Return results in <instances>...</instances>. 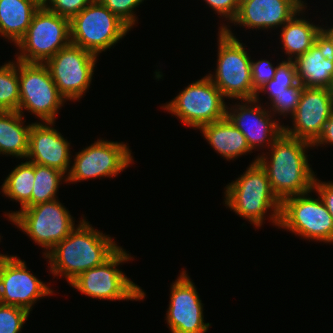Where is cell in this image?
I'll return each mask as SVG.
<instances>
[{
	"label": "cell",
	"mask_w": 333,
	"mask_h": 333,
	"mask_svg": "<svg viewBox=\"0 0 333 333\" xmlns=\"http://www.w3.org/2000/svg\"><path fill=\"white\" fill-rule=\"evenodd\" d=\"M113 239L94 229L86 219L46 255L50 271L70 284L81 273L103 264L118 249Z\"/></svg>",
	"instance_id": "cell-1"
},
{
	"label": "cell",
	"mask_w": 333,
	"mask_h": 333,
	"mask_svg": "<svg viewBox=\"0 0 333 333\" xmlns=\"http://www.w3.org/2000/svg\"><path fill=\"white\" fill-rule=\"evenodd\" d=\"M309 147H312L311 143L282 132L270 146L271 157L258 156V162L266 170L271 188L281 202L287 197L313 192L316 175L305 154Z\"/></svg>",
	"instance_id": "cell-2"
},
{
	"label": "cell",
	"mask_w": 333,
	"mask_h": 333,
	"mask_svg": "<svg viewBox=\"0 0 333 333\" xmlns=\"http://www.w3.org/2000/svg\"><path fill=\"white\" fill-rule=\"evenodd\" d=\"M225 188L224 204L237 215L249 220L255 227H261L265 214L272 209L269 218L275 226H279L281 201L274 194L258 156L241 177Z\"/></svg>",
	"instance_id": "cell-3"
},
{
	"label": "cell",
	"mask_w": 333,
	"mask_h": 333,
	"mask_svg": "<svg viewBox=\"0 0 333 333\" xmlns=\"http://www.w3.org/2000/svg\"><path fill=\"white\" fill-rule=\"evenodd\" d=\"M227 26L221 24L218 31L215 75L209 73L207 76L225 98L253 100L256 94L252 85L251 56Z\"/></svg>",
	"instance_id": "cell-4"
},
{
	"label": "cell",
	"mask_w": 333,
	"mask_h": 333,
	"mask_svg": "<svg viewBox=\"0 0 333 333\" xmlns=\"http://www.w3.org/2000/svg\"><path fill=\"white\" fill-rule=\"evenodd\" d=\"M6 216L35 243L48 249L44 256L76 228L74 217L57 199L9 212Z\"/></svg>",
	"instance_id": "cell-5"
},
{
	"label": "cell",
	"mask_w": 333,
	"mask_h": 333,
	"mask_svg": "<svg viewBox=\"0 0 333 333\" xmlns=\"http://www.w3.org/2000/svg\"><path fill=\"white\" fill-rule=\"evenodd\" d=\"M119 248L103 264L81 273L69 285L91 298L114 300H143L145 292L116 267L132 259Z\"/></svg>",
	"instance_id": "cell-6"
},
{
	"label": "cell",
	"mask_w": 333,
	"mask_h": 333,
	"mask_svg": "<svg viewBox=\"0 0 333 333\" xmlns=\"http://www.w3.org/2000/svg\"><path fill=\"white\" fill-rule=\"evenodd\" d=\"M70 43V20L46 7H40L24 37L16 44L17 49H20L16 60L25 63H45Z\"/></svg>",
	"instance_id": "cell-7"
},
{
	"label": "cell",
	"mask_w": 333,
	"mask_h": 333,
	"mask_svg": "<svg viewBox=\"0 0 333 333\" xmlns=\"http://www.w3.org/2000/svg\"><path fill=\"white\" fill-rule=\"evenodd\" d=\"M71 43L99 55L131 28L101 2H91L70 20Z\"/></svg>",
	"instance_id": "cell-8"
},
{
	"label": "cell",
	"mask_w": 333,
	"mask_h": 333,
	"mask_svg": "<svg viewBox=\"0 0 333 333\" xmlns=\"http://www.w3.org/2000/svg\"><path fill=\"white\" fill-rule=\"evenodd\" d=\"M224 98L209 76H205L189 84L162 108L177 116L186 126L199 129L226 117Z\"/></svg>",
	"instance_id": "cell-9"
},
{
	"label": "cell",
	"mask_w": 333,
	"mask_h": 333,
	"mask_svg": "<svg viewBox=\"0 0 333 333\" xmlns=\"http://www.w3.org/2000/svg\"><path fill=\"white\" fill-rule=\"evenodd\" d=\"M20 103L18 112H31L42 122H55L66 99L60 94L44 63L19 61ZM65 100V101H64Z\"/></svg>",
	"instance_id": "cell-10"
},
{
	"label": "cell",
	"mask_w": 333,
	"mask_h": 333,
	"mask_svg": "<svg viewBox=\"0 0 333 333\" xmlns=\"http://www.w3.org/2000/svg\"><path fill=\"white\" fill-rule=\"evenodd\" d=\"M311 192L285 198L281 202L279 228L308 240L333 243V219L320 197Z\"/></svg>",
	"instance_id": "cell-11"
},
{
	"label": "cell",
	"mask_w": 333,
	"mask_h": 333,
	"mask_svg": "<svg viewBox=\"0 0 333 333\" xmlns=\"http://www.w3.org/2000/svg\"><path fill=\"white\" fill-rule=\"evenodd\" d=\"M97 55L73 43L60 49L44 64L66 100H80L90 87Z\"/></svg>",
	"instance_id": "cell-12"
},
{
	"label": "cell",
	"mask_w": 333,
	"mask_h": 333,
	"mask_svg": "<svg viewBox=\"0 0 333 333\" xmlns=\"http://www.w3.org/2000/svg\"><path fill=\"white\" fill-rule=\"evenodd\" d=\"M132 158L125 143L98 139L76 154L66 181L115 177L132 163Z\"/></svg>",
	"instance_id": "cell-13"
},
{
	"label": "cell",
	"mask_w": 333,
	"mask_h": 333,
	"mask_svg": "<svg viewBox=\"0 0 333 333\" xmlns=\"http://www.w3.org/2000/svg\"><path fill=\"white\" fill-rule=\"evenodd\" d=\"M53 290L35 275L17 256H9L0 263V303L14 305L29 313L39 298L50 296ZM36 301V302H35Z\"/></svg>",
	"instance_id": "cell-14"
},
{
	"label": "cell",
	"mask_w": 333,
	"mask_h": 333,
	"mask_svg": "<svg viewBox=\"0 0 333 333\" xmlns=\"http://www.w3.org/2000/svg\"><path fill=\"white\" fill-rule=\"evenodd\" d=\"M166 322L171 333H205L203 304L188 273L182 271L171 286Z\"/></svg>",
	"instance_id": "cell-15"
},
{
	"label": "cell",
	"mask_w": 333,
	"mask_h": 333,
	"mask_svg": "<svg viewBox=\"0 0 333 333\" xmlns=\"http://www.w3.org/2000/svg\"><path fill=\"white\" fill-rule=\"evenodd\" d=\"M333 112L330 89L304 87L298 106L292 117L293 128L283 126V132L291 137L313 144Z\"/></svg>",
	"instance_id": "cell-16"
},
{
	"label": "cell",
	"mask_w": 333,
	"mask_h": 333,
	"mask_svg": "<svg viewBox=\"0 0 333 333\" xmlns=\"http://www.w3.org/2000/svg\"><path fill=\"white\" fill-rule=\"evenodd\" d=\"M240 102L227 107L226 117L246 137L251 150L263 148L267 142L269 148L282 134L284 125L275 121L274 115L258 104L259 98Z\"/></svg>",
	"instance_id": "cell-17"
},
{
	"label": "cell",
	"mask_w": 333,
	"mask_h": 333,
	"mask_svg": "<svg viewBox=\"0 0 333 333\" xmlns=\"http://www.w3.org/2000/svg\"><path fill=\"white\" fill-rule=\"evenodd\" d=\"M54 122L32 123L27 160L66 174L70 171V143L52 126ZM68 171V172H67Z\"/></svg>",
	"instance_id": "cell-18"
},
{
	"label": "cell",
	"mask_w": 333,
	"mask_h": 333,
	"mask_svg": "<svg viewBox=\"0 0 333 333\" xmlns=\"http://www.w3.org/2000/svg\"><path fill=\"white\" fill-rule=\"evenodd\" d=\"M304 4L303 0H240L232 23L252 30L282 27Z\"/></svg>",
	"instance_id": "cell-19"
},
{
	"label": "cell",
	"mask_w": 333,
	"mask_h": 333,
	"mask_svg": "<svg viewBox=\"0 0 333 333\" xmlns=\"http://www.w3.org/2000/svg\"><path fill=\"white\" fill-rule=\"evenodd\" d=\"M293 61L298 82L304 87L330 89L333 82V55L322 38Z\"/></svg>",
	"instance_id": "cell-20"
},
{
	"label": "cell",
	"mask_w": 333,
	"mask_h": 333,
	"mask_svg": "<svg viewBox=\"0 0 333 333\" xmlns=\"http://www.w3.org/2000/svg\"><path fill=\"white\" fill-rule=\"evenodd\" d=\"M214 150L227 160L252 152L246 137L225 117L220 121L205 124L199 128Z\"/></svg>",
	"instance_id": "cell-21"
},
{
	"label": "cell",
	"mask_w": 333,
	"mask_h": 333,
	"mask_svg": "<svg viewBox=\"0 0 333 333\" xmlns=\"http://www.w3.org/2000/svg\"><path fill=\"white\" fill-rule=\"evenodd\" d=\"M39 8L33 0H0V36L16 46Z\"/></svg>",
	"instance_id": "cell-22"
},
{
	"label": "cell",
	"mask_w": 333,
	"mask_h": 333,
	"mask_svg": "<svg viewBox=\"0 0 333 333\" xmlns=\"http://www.w3.org/2000/svg\"><path fill=\"white\" fill-rule=\"evenodd\" d=\"M304 5L295 13L281 28V42L285 54L289 55L287 59L293 60L309 50L315 42L321 38V26L305 20L306 18H297L296 15L304 13ZM294 57V58H293Z\"/></svg>",
	"instance_id": "cell-23"
},
{
	"label": "cell",
	"mask_w": 333,
	"mask_h": 333,
	"mask_svg": "<svg viewBox=\"0 0 333 333\" xmlns=\"http://www.w3.org/2000/svg\"><path fill=\"white\" fill-rule=\"evenodd\" d=\"M23 120L18 111H0V154L27 157L32 124L24 126Z\"/></svg>",
	"instance_id": "cell-24"
},
{
	"label": "cell",
	"mask_w": 333,
	"mask_h": 333,
	"mask_svg": "<svg viewBox=\"0 0 333 333\" xmlns=\"http://www.w3.org/2000/svg\"><path fill=\"white\" fill-rule=\"evenodd\" d=\"M2 184V193L11 200L18 201L21 210L31 207V195L34 186V163L29 161L17 165Z\"/></svg>",
	"instance_id": "cell-25"
},
{
	"label": "cell",
	"mask_w": 333,
	"mask_h": 333,
	"mask_svg": "<svg viewBox=\"0 0 333 333\" xmlns=\"http://www.w3.org/2000/svg\"><path fill=\"white\" fill-rule=\"evenodd\" d=\"M64 175L57 169L34 163V186L31 195V206L56 200L60 182L64 179V182L67 183V176Z\"/></svg>",
	"instance_id": "cell-26"
},
{
	"label": "cell",
	"mask_w": 333,
	"mask_h": 333,
	"mask_svg": "<svg viewBox=\"0 0 333 333\" xmlns=\"http://www.w3.org/2000/svg\"><path fill=\"white\" fill-rule=\"evenodd\" d=\"M19 103V61H9L0 66V111H18Z\"/></svg>",
	"instance_id": "cell-27"
},
{
	"label": "cell",
	"mask_w": 333,
	"mask_h": 333,
	"mask_svg": "<svg viewBox=\"0 0 333 333\" xmlns=\"http://www.w3.org/2000/svg\"><path fill=\"white\" fill-rule=\"evenodd\" d=\"M297 83L298 79L294 61L289 59L284 60L277 65L274 77L258 91L256 98L262 92L268 94L269 101H271L275 98V94H280L286 88H290Z\"/></svg>",
	"instance_id": "cell-28"
},
{
	"label": "cell",
	"mask_w": 333,
	"mask_h": 333,
	"mask_svg": "<svg viewBox=\"0 0 333 333\" xmlns=\"http://www.w3.org/2000/svg\"><path fill=\"white\" fill-rule=\"evenodd\" d=\"M303 89L304 86L298 82L296 85L286 88L284 92L275 94V98L270 101L271 106L268 109L270 108V112L274 116H277L275 114H283V116L289 114L292 116L298 106Z\"/></svg>",
	"instance_id": "cell-29"
},
{
	"label": "cell",
	"mask_w": 333,
	"mask_h": 333,
	"mask_svg": "<svg viewBox=\"0 0 333 333\" xmlns=\"http://www.w3.org/2000/svg\"><path fill=\"white\" fill-rule=\"evenodd\" d=\"M29 314L23 308L0 303V333H20Z\"/></svg>",
	"instance_id": "cell-30"
},
{
	"label": "cell",
	"mask_w": 333,
	"mask_h": 333,
	"mask_svg": "<svg viewBox=\"0 0 333 333\" xmlns=\"http://www.w3.org/2000/svg\"><path fill=\"white\" fill-rule=\"evenodd\" d=\"M143 1L144 0H103L101 3L132 28L137 21L133 10Z\"/></svg>",
	"instance_id": "cell-31"
},
{
	"label": "cell",
	"mask_w": 333,
	"mask_h": 333,
	"mask_svg": "<svg viewBox=\"0 0 333 333\" xmlns=\"http://www.w3.org/2000/svg\"><path fill=\"white\" fill-rule=\"evenodd\" d=\"M273 66L274 65L266 59H261L256 62L251 60L252 85L256 95L258 91L274 77L277 65L276 67Z\"/></svg>",
	"instance_id": "cell-32"
},
{
	"label": "cell",
	"mask_w": 333,
	"mask_h": 333,
	"mask_svg": "<svg viewBox=\"0 0 333 333\" xmlns=\"http://www.w3.org/2000/svg\"><path fill=\"white\" fill-rule=\"evenodd\" d=\"M90 3L91 0H51L46 8L71 20Z\"/></svg>",
	"instance_id": "cell-33"
},
{
	"label": "cell",
	"mask_w": 333,
	"mask_h": 333,
	"mask_svg": "<svg viewBox=\"0 0 333 333\" xmlns=\"http://www.w3.org/2000/svg\"><path fill=\"white\" fill-rule=\"evenodd\" d=\"M218 15L232 22L239 11L240 0H204ZM228 18V19H227Z\"/></svg>",
	"instance_id": "cell-34"
},
{
	"label": "cell",
	"mask_w": 333,
	"mask_h": 333,
	"mask_svg": "<svg viewBox=\"0 0 333 333\" xmlns=\"http://www.w3.org/2000/svg\"><path fill=\"white\" fill-rule=\"evenodd\" d=\"M313 191H316V193H318V196L327 207V210L331 214L333 219V182H321V180L315 178L313 183Z\"/></svg>",
	"instance_id": "cell-35"
},
{
	"label": "cell",
	"mask_w": 333,
	"mask_h": 333,
	"mask_svg": "<svg viewBox=\"0 0 333 333\" xmlns=\"http://www.w3.org/2000/svg\"><path fill=\"white\" fill-rule=\"evenodd\" d=\"M325 144H333V112L325 123L321 135L312 144L313 147Z\"/></svg>",
	"instance_id": "cell-36"
},
{
	"label": "cell",
	"mask_w": 333,
	"mask_h": 333,
	"mask_svg": "<svg viewBox=\"0 0 333 333\" xmlns=\"http://www.w3.org/2000/svg\"><path fill=\"white\" fill-rule=\"evenodd\" d=\"M321 38L327 44L329 53L333 55V26L331 28H321Z\"/></svg>",
	"instance_id": "cell-37"
},
{
	"label": "cell",
	"mask_w": 333,
	"mask_h": 333,
	"mask_svg": "<svg viewBox=\"0 0 333 333\" xmlns=\"http://www.w3.org/2000/svg\"><path fill=\"white\" fill-rule=\"evenodd\" d=\"M39 7H46L51 0H33Z\"/></svg>",
	"instance_id": "cell-38"
},
{
	"label": "cell",
	"mask_w": 333,
	"mask_h": 333,
	"mask_svg": "<svg viewBox=\"0 0 333 333\" xmlns=\"http://www.w3.org/2000/svg\"><path fill=\"white\" fill-rule=\"evenodd\" d=\"M1 237V236H0ZM1 240V239H0ZM9 256L8 255H3V254H0V263L3 262L5 259H7Z\"/></svg>",
	"instance_id": "cell-39"
},
{
	"label": "cell",
	"mask_w": 333,
	"mask_h": 333,
	"mask_svg": "<svg viewBox=\"0 0 333 333\" xmlns=\"http://www.w3.org/2000/svg\"><path fill=\"white\" fill-rule=\"evenodd\" d=\"M330 92H331V94H332V98H333V82H332V85H331V87H330Z\"/></svg>",
	"instance_id": "cell-40"
},
{
	"label": "cell",
	"mask_w": 333,
	"mask_h": 333,
	"mask_svg": "<svg viewBox=\"0 0 333 333\" xmlns=\"http://www.w3.org/2000/svg\"><path fill=\"white\" fill-rule=\"evenodd\" d=\"M103 0H91V2H102Z\"/></svg>",
	"instance_id": "cell-41"
}]
</instances>
